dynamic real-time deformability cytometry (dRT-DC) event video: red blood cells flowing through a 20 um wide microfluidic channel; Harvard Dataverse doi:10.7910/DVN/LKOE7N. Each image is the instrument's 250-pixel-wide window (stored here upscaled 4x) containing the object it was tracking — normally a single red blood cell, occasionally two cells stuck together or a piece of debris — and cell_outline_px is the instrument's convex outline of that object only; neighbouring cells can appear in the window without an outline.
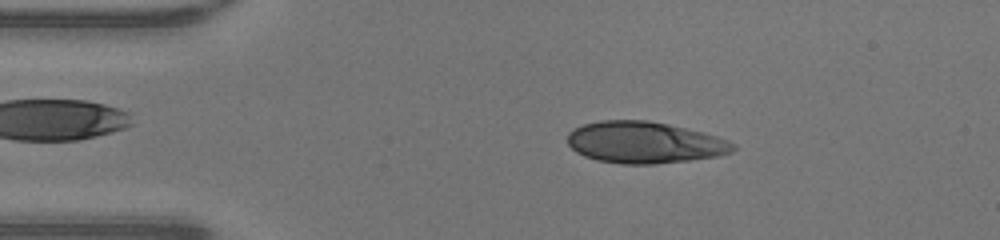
{"species": "human", "species_latin": "Homo sapiens", "temperature_condition": "warm", "stored_images_in_passage": 45, "camera_frame_rate_fps": 3000, "um_per_image_px": 0.085, "donor": {"sex": "male"}, "frame": {"image": 1, "passage_image": 7, "time_ms": 2.0, "image_size_px": [1000, 240], "cell_outline_px": [[736, 148], [732, 152], [720, 156], [688, 160], [652, 164], [620, 164], [596, 160], [584, 156], [576, 152], [568, 144], [568, 132], [584, 124], [600, 120], [648, 120], [668, 124], [704, 132], [728, 140], [736, 144]], "centroid_in_image_um": [54.8, 12.11], "position_along_channel_um": 30.2, "area_um2": 40.29}}
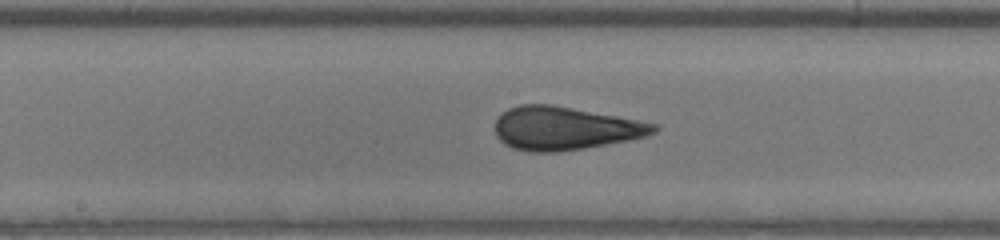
{"frame": {"image": 2, "passage_image": 22, "time_ms": 7.0, "image_size_px": [1000, 240], "cell_outline_px": [[660, 128], [656, 132], [648, 136], [628, 140], [584, 148], [556, 152], [532, 152], [512, 148], [504, 144], [496, 136], [496, 120], [508, 108], [520, 104], [552, 104], [616, 116], [656, 124]], "centroid_in_image_um": [48.0, 10.91], "position_along_channel_um": 200.2, "area_um2": 39.82}}
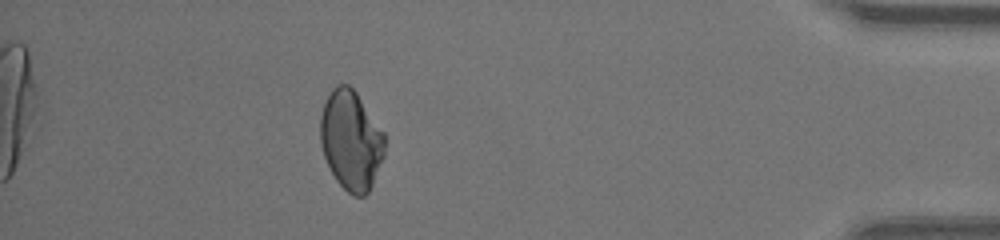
{"frame": {"image": 3, "passage_image": 40, "time_ms": 13.0, "image_size_px": [1000, 240], "cell_outline_px": [[384, 156], [372, 184], [368, 192], [364, 196], [352, 196], [336, 180], [324, 156], [320, 144], [320, 116], [324, 100], [332, 88], [336, 84], [348, 84], [356, 92], [384, 132]], "centroid_in_image_um": [29.82, 11.9], "position_along_channel_um": 405.4, "area_um2": 37.34}}